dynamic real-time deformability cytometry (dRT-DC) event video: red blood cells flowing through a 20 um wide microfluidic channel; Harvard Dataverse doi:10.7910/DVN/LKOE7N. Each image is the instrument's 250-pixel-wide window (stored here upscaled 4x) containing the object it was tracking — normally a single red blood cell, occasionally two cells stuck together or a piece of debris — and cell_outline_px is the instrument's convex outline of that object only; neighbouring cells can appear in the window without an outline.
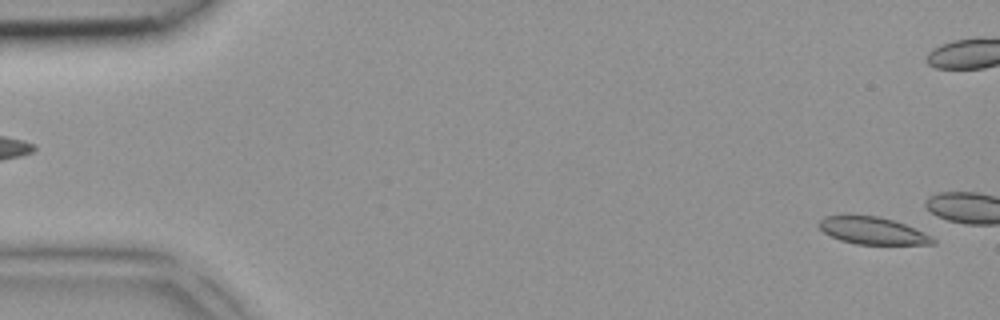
{"species": "common noctule bat (a hibernating species)", "species_latin": "Nyctalus noctula", "temperature_condition": "room temperature", "stored_images_in_passage": 4, "segment_of_instrument_passage": [2, 2], "camera_frame_rate_fps": 3000, "um_per_image_px": 0.085, "animal": {"sex": "female", "body_mass_g": 18.4}, "frame": {"image": 1, "passage_image": 4, "time_ms": 1.0, "image_size_px": [1000, 320], "cell_outline_px": [[936, 244], [856, 244], [840, 240], [824, 232], [816, 224], [824, 216], [848, 212], [880, 216], [904, 224], [936, 240]], "centroid_in_image_um": [74.03, 19.55], "position_along_channel_um": 11.0, "area_um2": 18.38}}